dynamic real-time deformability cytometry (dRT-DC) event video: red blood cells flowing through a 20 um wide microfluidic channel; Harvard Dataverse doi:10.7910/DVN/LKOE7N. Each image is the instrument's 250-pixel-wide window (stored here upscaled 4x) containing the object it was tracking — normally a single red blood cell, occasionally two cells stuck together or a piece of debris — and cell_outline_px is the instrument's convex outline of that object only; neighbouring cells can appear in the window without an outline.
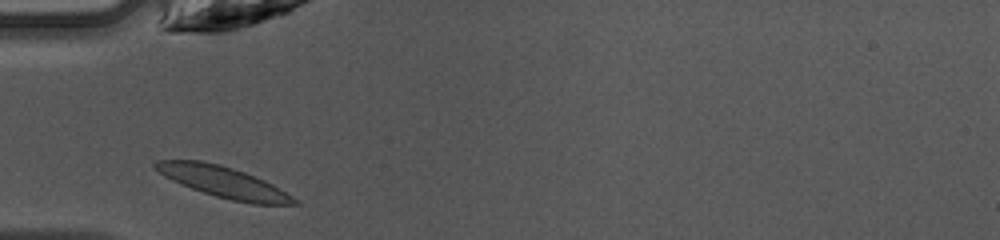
{"species": "common noctule bat (a hibernating species)", "species_latin": "Nyctalus noctula", "temperature_condition": "warm", "stored_images_in_passage": 25, "camera_frame_rate_fps": 3000, "um_per_image_px": 0.085, "animal": {"sex": "female", "body_mass_g": 10.0, "forearm_length_mm": 53.1}, "frame": {"image": 1, "passage_image": 1, "time_ms": 0.0, "image_size_px": [1000, 240], "cell_outline_px": [[300, 204], [252, 204], [232, 200], [216, 196], [192, 188], [172, 180], [164, 176], [152, 168], [152, 164], [156, 160], [200, 160], [220, 164], [244, 172], [264, 180], [272, 184], [292, 196]], "centroid_in_image_um": [18.94, 15.45], "position_along_channel_um": 66.1, "area_um2": 24.85}}
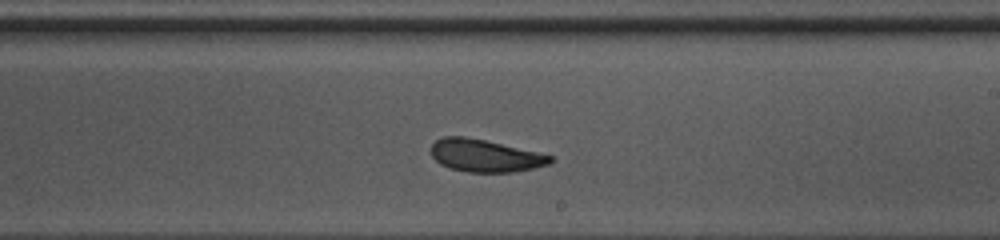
{"frame": {"image": 2, "passage_image": 14, "time_ms": 4.333, "image_size_px": [1000, 240], "cell_outline_px": [[552, 164], [512, 172], [468, 172], [452, 168], [440, 164], [432, 156], [428, 148], [436, 140], [444, 136], [464, 136], [484, 140], [536, 152], [552, 156]], "centroid_in_image_um": [41.18, 13.23], "position_along_channel_um": 247.8, "area_um2": 22.37}}
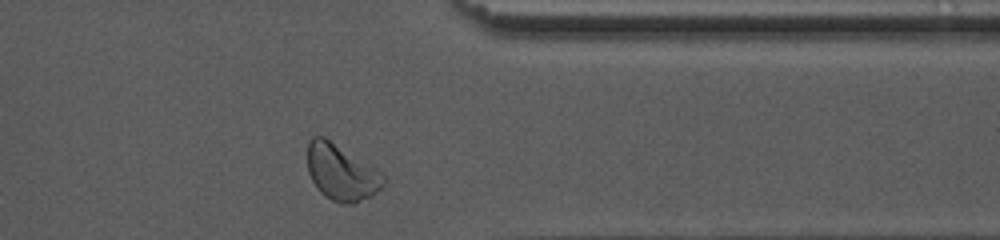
{"frame": {"image": 3, "passage_image": 24, "time_ms": 7.667, "image_size_px": [1000, 240], "cell_outline_px": [[384, 184], [372, 196], [356, 204], [340, 204], [324, 196], [316, 188], [308, 172], [308, 140], [312, 136], [324, 136], [384, 176]], "centroid_in_image_um": [28.96, 14.7], "position_along_channel_um": 382.4, "area_um2": 24.39}, "authors_computed_cell_mechanics": {"area_um2": 22.6576, "velocity_mm_per_s": 4.2125, "shape_relaxation_time_tau1_ms": 5.4409, "shape_relaxation_time_tau2_ms": 2.6688, "deformation_change_tau1": 0.1528, "deformation_change_tau2": 0.0732}}